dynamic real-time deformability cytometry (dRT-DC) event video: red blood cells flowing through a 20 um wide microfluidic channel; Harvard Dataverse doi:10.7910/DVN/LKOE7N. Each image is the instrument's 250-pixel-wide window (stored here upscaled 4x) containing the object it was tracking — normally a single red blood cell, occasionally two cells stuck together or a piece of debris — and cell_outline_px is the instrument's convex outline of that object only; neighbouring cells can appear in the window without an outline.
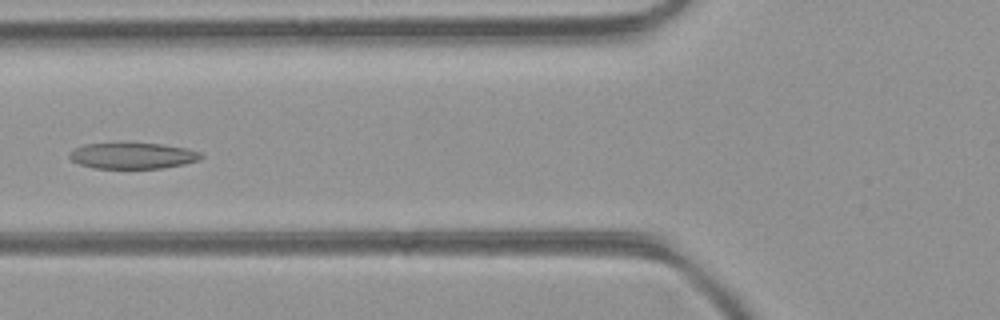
{"species": "common noctule bat (a hibernating species)", "species_latin": "Nyctalus noctula", "temperature_condition": "room temperature", "stored_images_in_passage": 5, "camera_frame_rate_fps": 3000, "um_per_image_px": 0.085, "animal": {"sex": "female", "body_mass_g": 21.9}, "frame": {"image": 1, "passage_image": 4, "time_ms": 1.0, "image_size_px": [1000, 320], "cell_outline_px": [[204, 156], [200, 160], [184, 164], [160, 168], [92, 168], [80, 164], [72, 160], [68, 156], [68, 152], [84, 144], [164, 144], [188, 148], [200, 152]], "centroid_in_image_um": [11.31, 13.24], "position_along_channel_um": 114.5, "area_um2": 19.83}}
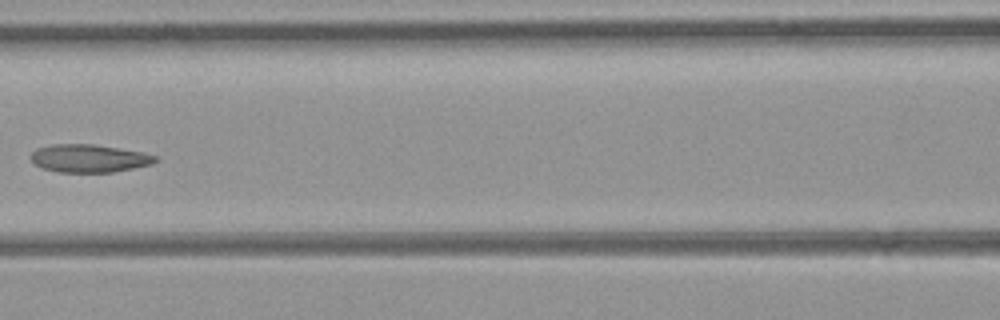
{"frame": {"image": 2, "passage_image": 5, "time_ms": 1.333, "image_size_px": [1000, 320], "cell_outline_px": [[160, 160], [152, 164], [112, 172], [56, 172], [40, 168], [28, 156], [36, 148], [52, 144], [92, 144], [120, 148], [144, 152], [156, 156]], "centroid_in_image_um": [7.56, 13.45], "position_along_channel_um": 159.0, "area_um2": 20.46}}